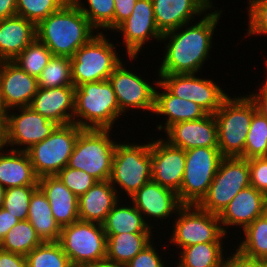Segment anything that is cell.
<instances>
[{
  "mask_svg": "<svg viewBox=\"0 0 267 267\" xmlns=\"http://www.w3.org/2000/svg\"><path fill=\"white\" fill-rule=\"evenodd\" d=\"M223 11L214 5L194 23L163 33L160 43L165 45V49L161 54L163 57L160 58L157 76L202 72L203 66L211 59L213 36Z\"/></svg>",
  "mask_w": 267,
  "mask_h": 267,
  "instance_id": "1",
  "label": "cell"
},
{
  "mask_svg": "<svg viewBox=\"0 0 267 267\" xmlns=\"http://www.w3.org/2000/svg\"><path fill=\"white\" fill-rule=\"evenodd\" d=\"M97 33L72 0L36 26L37 39L47 46L53 56L69 58Z\"/></svg>",
  "mask_w": 267,
  "mask_h": 267,
  "instance_id": "2",
  "label": "cell"
},
{
  "mask_svg": "<svg viewBox=\"0 0 267 267\" xmlns=\"http://www.w3.org/2000/svg\"><path fill=\"white\" fill-rule=\"evenodd\" d=\"M124 115L108 80L75 87L73 123L82 129H112Z\"/></svg>",
  "mask_w": 267,
  "mask_h": 267,
  "instance_id": "3",
  "label": "cell"
},
{
  "mask_svg": "<svg viewBox=\"0 0 267 267\" xmlns=\"http://www.w3.org/2000/svg\"><path fill=\"white\" fill-rule=\"evenodd\" d=\"M126 140L117 143L109 182L116 189L118 197L125 194L128 199L144 184L152 180L150 137L145 143H130ZM120 190H119V189ZM123 193V195L121 194Z\"/></svg>",
  "mask_w": 267,
  "mask_h": 267,
  "instance_id": "4",
  "label": "cell"
},
{
  "mask_svg": "<svg viewBox=\"0 0 267 267\" xmlns=\"http://www.w3.org/2000/svg\"><path fill=\"white\" fill-rule=\"evenodd\" d=\"M255 103L248 94L229 95L214 114L217 122L218 148L224 157L244 158V146L250 130Z\"/></svg>",
  "mask_w": 267,
  "mask_h": 267,
  "instance_id": "5",
  "label": "cell"
},
{
  "mask_svg": "<svg viewBox=\"0 0 267 267\" xmlns=\"http://www.w3.org/2000/svg\"><path fill=\"white\" fill-rule=\"evenodd\" d=\"M107 36V33H97L71 57L74 87L108 80L116 67L124 60L120 58L117 44L109 38L114 36L110 35L108 38Z\"/></svg>",
  "mask_w": 267,
  "mask_h": 267,
  "instance_id": "6",
  "label": "cell"
},
{
  "mask_svg": "<svg viewBox=\"0 0 267 267\" xmlns=\"http://www.w3.org/2000/svg\"><path fill=\"white\" fill-rule=\"evenodd\" d=\"M112 129H83L75 142L68 167L82 170L97 181L111 175L115 147Z\"/></svg>",
  "mask_w": 267,
  "mask_h": 267,
  "instance_id": "7",
  "label": "cell"
},
{
  "mask_svg": "<svg viewBox=\"0 0 267 267\" xmlns=\"http://www.w3.org/2000/svg\"><path fill=\"white\" fill-rule=\"evenodd\" d=\"M175 221V222H174ZM167 248H179L208 242H224L228 235L222 229L219 216L200 209L197 205H183L172 220ZM175 245V246H174Z\"/></svg>",
  "mask_w": 267,
  "mask_h": 267,
  "instance_id": "8",
  "label": "cell"
},
{
  "mask_svg": "<svg viewBox=\"0 0 267 267\" xmlns=\"http://www.w3.org/2000/svg\"><path fill=\"white\" fill-rule=\"evenodd\" d=\"M58 242L73 267L106 259L107 236L100 223L77 220L62 227Z\"/></svg>",
  "mask_w": 267,
  "mask_h": 267,
  "instance_id": "9",
  "label": "cell"
},
{
  "mask_svg": "<svg viewBox=\"0 0 267 267\" xmlns=\"http://www.w3.org/2000/svg\"><path fill=\"white\" fill-rule=\"evenodd\" d=\"M185 158L178 198L183 205H197L208 192L224 156L219 148L195 147L185 151Z\"/></svg>",
  "mask_w": 267,
  "mask_h": 267,
  "instance_id": "10",
  "label": "cell"
},
{
  "mask_svg": "<svg viewBox=\"0 0 267 267\" xmlns=\"http://www.w3.org/2000/svg\"><path fill=\"white\" fill-rule=\"evenodd\" d=\"M82 130L75 123L58 126L47 138L26 151L38 178L57 175L68 166L75 142Z\"/></svg>",
  "mask_w": 267,
  "mask_h": 267,
  "instance_id": "11",
  "label": "cell"
},
{
  "mask_svg": "<svg viewBox=\"0 0 267 267\" xmlns=\"http://www.w3.org/2000/svg\"><path fill=\"white\" fill-rule=\"evenodd\" d=\"M129 63L131 62L122 61L108 78L114 89L119 109L124 116H127V112L132 110L134 112L137 110V113L145 111L146 115L148 111L153 116L159 76L151 83V79H147L145 75L143 77L141 72L137 73V69L134 72L135 67L129 69L127 66Z\"/></svg>",
  "mask_w": 267,
  "mask_h": 267,
  "instance_id": "12",
  "label": "cell"
},
{
  "mask_svg": "<svg viewBox=\"0 0 267 267\" xmlns=\"http://www.w3.org/2000/svg\"><path fill=\"white\" fill-rule=\"evenodd\" d=\"M250 185L248 160L241 157H224L208 192L197 206L219 215L238 192Z\"/></svg>",
  "mask_w": 267,
  "mask_h": 267,
  "instance_id": "13",
  "label": "cell"
},
{
  "mask_svg": "<svg viewBox=\"0 0 267 267\" xmlns=\"http://www.w3.org/2000/svg\"><path fill=\"white\" fill-rule=\"evenodd\" d=\"M159 81L180 99L198 104L208 114H215L230 95L219 81L200 77L199 73L158 74Z\"/></svg>",
  "mask_w": 267,
  "mask_h": 267,
  "instance_id": "14",
  "label": "cell"
},
{
  "mask_svg": "<svg viewBox=\"0 0 267 267\" xmlns=\"http://www.w3.org/2000/svg\"><path fill=\"white\" fill-rule=\"evenodd\" d=\"M58 126L30 107L10 109L5 116L6 148L27 151L47 138Z\"/></svg>",
  "mask_w": 267,
  "mask_h": 267,
  "instance_id": "15",
  "label": "cell"
},
{
  "mask_svg": "<svg viewBox=\"0 0 267 267\" xmlns=\"http://www.w3.org/2000/svg\"><path fill=\"white\" fill-rule=\"evenodd\" d=\"M120 33V38L124 44L125 55L131 62L138 59L141 51L145 49L144 45L160 42L162 33L158 30L152 0H137L131 15L123 21L115 30ZM126 50V51H125Z\"/></svg>",
  "mask_w": 267,
  "mask_h": 267,
  "instance_id": "16",
  "label": "cell"
},
{
  "mask_svg": "<svg viewBox=\"0 0 267 267\" xmlns=\"http://www.w3.org/2000/svg\"><path fill=\"white\" fill-rule=\"evenodd\" d=\"M129 199L141 212L145 223L155 230L158 224L159 226L161 223L163 224L162 221L174 219L177 211L183 206L175 191L163 187L152 180L144 184ZM153 220L156 223L160 220L161 223L155 224ZM152 221L153 223H151Z\"/></svg>",
  "mask_w": 267,
  "mask_h": 267,
  "instance_id": "17",
  "label": "cell"
},
{
  "mask_svg": "<svg viewBox=\"0 0 267 267\" xmlns=\"http://www.w3.org/2000/svg\"><path fill=\"white\" fill-rule=\"evenodd\" d=\"M161 137L150 138L152 181L178 193L185 170V151Z\"/></svg>",
  "mask_w": 267,
  "mask_h": 267,
  "instance_id": "18",
  "label": "cell"
},
{
  "mask_svg": "<svg viewBox=\"0 0 267 267\" xmlns=\"http://www.w3.org/2000/svg\"><path fill=\"white\" fill-rule=\"evenodd\" d=\"M266 212L267 196L250 185L238 192L218 216L225 234L231 235L230 227L240 229L241 234V229Z\"/></svg>",
  "mask_w": 267,
  "mask_h": 267,
  "instance_id": "19",
  "label": "cell"
},
{
  "mask_svg": "<svg viewBox=\"0 0 267 267\" xmlns=\"http://www.w3.org/2000/svg\"><path fill=\"white\" fill-rule=\"evenodd\" d=\"M37 78L13 61H0V90L5 110L29 107L38 89Z\"/></svg>",
  "mask_w": 267,
  "mask_h": 267,
  "instance_id": "20",
  "label": "cell"
},
{
  "mask_svg": "<svg viewBox=\"0 0 267 267\" xmlns=\"http://www.w3.org/2000/svg\"><path fill=\"white\" fill-rule=\"evenodd\" d=\"M213 0H152L155 22L163 34L201 18L213 7Z\"/></svg>",
  "mask_w": 267,
  "mask_h": 267,
  "instance_id": "21",
  "label": "cell"
},
{
  "mask_svg": "<svg viewBox=\"0 0 267 267\" xmlns=\"http://www.w3.org/2000/svg\"><path fill=\"white\" fill-rule=\"evenodd\" d=\"M165 140L184 151L195 147L218 148L217 122L214 114L173 124L165 133Z\"/></svg>",
  "mask_w": 267,
  "mask_h": 267,
  "instance_id": "22",
  "label": "cell"
},
{
  "mask_svg": "<svg viewBox=\"0 0 267 267\" xmlns=\"http://www.w3.org/2000/svg\"><path fill=\"white\" fill-rule=\"evenodd\" d=\"M74 102V86L38 87L29 107L49 121L63 126L73 123Z\"/></svg>",
  "mask_w": 267,
  "mask_h": 267,
  "instance_id": "23",
  "label": "cell"
},
{
  "mask_svg": "<svg viewBox=\"0 0 267 267\" xmlns=\"http://www.w3.org/2000/svg\"><path fill=\"white\" fill-rule=\"evenodd\" d=\"M154 114L157 117L160 116L163 117L162 119L166 120L162 121L164 124L160 122L156 125V130H159V132H166L173 124L198 120L205 117L208 113L198 104L174 96L159 81L155 91L153 117H155Z\"/></svg>",
  "mask_w": 267,
  "mask_h": 267,
  "instance_id": "24",
  "label": "cell"
},
{
  "mask_svg": "<svg viewBox=\"0 0 267 267\" xmlns=\"http://www.w3.org/2000/svg\"><path fill=\"white\" fill-rule=\"evenodd\" d=\"M38 187L46 195L53 217L61 228L79 220L78 197L57 175L38 178Z\"/></svg>",
  "mask_w": 267,
  "mask_h": 267,
  "instance_id": "25",
  "label": "cell"
},
{
  "mask_svg": "<svg viewBox=\"0 0 267 267\" xmlns=\"http://www.w3.org/2000/svg\"><path fill=\"white\" fill-rule=\"evenodd\" d=\"M36 38V25L25 18L0 20V61H13Z\"/></svg>",
  "mask_w": 267,
  "mask_h": 267,
  "instance_id": "26",
  "label": "cell"
},
{
  "mask_svg": "<svg viewBox=\"0 0 267 267\" xmlns=\"http://www.w3.org/2000/svg\"><path fill=\"white\" fill-rule=\"evenodd\" d=\"M119 199L109 180L97 181L78 197L79 220L102 224Z\"/></svg>",
  "mask_w": 267,
  "mask_h": 267,
  "instance_id": "27",
  "label": "cell"
},
{
  "mask_svg": "<svg viewBox=\"0 0 267 267\" xmlns=\"http://www.w3.org/2000/svg\"><path fill=\"white\" fill-rule=\"evenodd\" d=\"M0 185L5 189L38 185V177L26 151L0 150Z\"/></svg>",
  "mask_w": 267,
  "mask_h": 267,
  "instance_id": "28",
  "label": "cell"
},
{
  "mask_svg": "<svg viewBox=\"0 0 267 267\" xmlns=\"http://www.w3.org/2000/svg\"><path fill=\"white\" fill-rule=\"evenodd\" d=\"M102 226L105 234L155 232L145 223L141 212L126 198L119 199L106 216Z\"/></svg>",
  "mask_w": 267,
  "mask_h": 267,
  "instance_id": "29",
  "label": "cell"
},
{
  "mask_svg": "<svg viewBox=\"0 0 267 267\" xmlns=\"http://www.w3.org/2000/svg\"><path fill=\"white\" fill-rule=\"evenodd\" d=\"M27 220L42 242H57L62 228L56 222L46 195L38 187L30 198Z\"/></svg>",
  "mask_w": 267,
  "mask_h": 267,
  "instance_id": "30",
  "label": "cell"
},
{
  "mask_svg": "<svg viewBox=\"0 0 267 267\" xmlns=\"http://www.w3.org/2000/svg\"><path fill=\"white\" fill-rule=\"evenodd\" d=\"M224 244V242H208L182 248L177 252L179 255L177 261L173 262L176 263V267H226L228 251L231 250L225 249ZM225 250H228L227 253Z\"/></svg>",
  "mask_w": 267,
  "mask_h": 267,
  "instance_id": "31",
  "label": "cell"
},
{
  "mask_svg": "<svg viewBox=\"0 0 267 267\" xmlns=\"http://www.w3.org/2000/svg\"><path fill=\"white\" fill-rule=\"evenodd\" d=\"M153 233L106 234V259L120 264H127L156 237Z\"/></svg>",
  "mask_w": 267,
  "mask_h": 267,
  "instance_id": "32",
  "label": "cell"
},
{
  "mask_svg": "<svg viewBox=\"0 0 267 267\" xmlns=\"http://www.w3.org/2000/svg\"><path fill=\"white\" fill-rule=\"evenodd\" d=\"M241 233L242 240L238 235L235 243L237 247L235 244L233 247L247 257L267 260V212L256 218Z\"/></svg>",
  "mask_w": 267,
  "mask_h": 267,
  "instance_id": "33",
  "label": "cell"
},
{
  "mask_svg": "<svg viewBox=\"0 0 267 267\" xmlns=\"http://www.w3.org/2000/svg\"><path fill=\"white\" fill-rule=\"evenodd\" d=\"M72 1L81 10L83 15L89 20L90 24L96 29V31L99 33L114 32V0Z\"/></svg>",
  "mask_w": 267,
  "mask_h": 267,
  "instance_id": "34",
  "label": "cell"
},
{
  "mask_svg": "<svg viewBox=\"0 0 267 267\" xmlns=\"http://www.w3.org/2000/svg\"><path fill=\"white\" fill-rule=\"evenodd\" d=\"M41 243L42 240L37 235L34 227L28 220H23L7 232L0 243V248L26 256Z\"/></svg>",
  "mask_w": 267,
  "mask_h": 267,
  "instance_id": "35",
  "label": "cell"
},
{
  "mask_svg": "<svg viewBox=\"0 0 267 267\" xmlns=\"http://www.w3.org/2000/svg\"><path fill=\"white\" fill-rule=\"evenodd\" d=\"M27 267H73L60 243L42 242L26 255Z\"/></svg>",
  "mask_w": 267,
  "mask_h": 267,
  "instance_id": "36",
  "label": "cell"
},
{
  "mask_svg": "<svg viewBox=\"0 0 267 267\" xmlns=\"http://www.w3.org/2000/svg\"><path fill=\"white\" fill-rule=\"evenodd\" d=\"M52 56L47 46L36 38L13 60V62L27 74L38 79Z\"/></svg>",
  "mask_w": 267,
  "mask_h": 267,
  "instance_id": "37",
  "label": "cell"
},
{
  "mask_svg": "<svg viewBox=\"0 0 267 267\" xmlns=\"http://www.w3.org/2000/svg\"><path fill=\"white\" fill-rule=\"evenodd\" d=\"M37 80L38 86L42 88L74 86L72 81L71 58L52 56Z\"/></svg>",
  "mask_w": 267,
  "mask_h": 267,
  "instance_id": "38",
  "label": "cell"
},
{
  "mask_svg": "<svg viewBox=\"0 0 267 267\" xmlns=\"http://www.w3.org/2000/svg\"><path fill=\"white\" fill-rule=\"evenodd\" d=\"M267 157V119L259 112L252 117L244 146V159Z\"/></svg>",
  "mask_w": 267,
  "mask_h": 267,
  "instance_id": "39",
  "label": "cell"
},
{
  "mask_svg": "<svg viewBox=\"0 0 267 267\" xmlns=\"http://www.w3.org/2000/svg\"><path fill=\"white\" fill-rule=\"evenodd\" d=\"M38 185L7 188L4 192L2 208L20 221L27 220L30 198Z\"/></svg>",
  "mask_w": 267,
  "mask_h": 267,
  "instance_id": "40",
  "label": "cell"
},
{
  "mask_svg": "<svg viewBox=\"0 0 267 267\" xmlns=\"http://www.w3.org/2000/svg\"><path fill=\"white\" fill-rule=\"evenodd\" d=\"M69 0H17V15L36 26Z\"/></svg>",
  "mask_w": 267,
  "mask_h": 267,
  "instance_id": "41",
  "label": "cell"
},
{
  "mask_svg": "<svg viewBox=\"0 0 267 267\" xmlns=\"http://www.w3.org/2000/svg\"><path fill=\"white\" fill-rule=\"evenodd\" d=\"M247 3L245 37L267 36V0H248Z\"/></svg>",
  "mask_w": 267,
  "mask_h": 267,
  "instance_id": "42",
  "label": "cell"
},
{
  "mask_svg": "<svg viewBox=\"0 0 267 267\" xmlns=\"http://www.w3.org/2000/svg\"><path fill=\"white\" fill-rule=\"evenodd\" d=\"M57 177H59L64 185L77 197L85 194L97 182V180L88 173L68 166L62 169L57 174Z\"/></svg>",
  "mask_w": 267,
  "mask_h": 267,
  "instance_id": "43",
  "label": "cell"
},
{
  "mask_svg": "<svg viewBox=\"0 0 267 267\" xmlns=\"http://www.w3.org/2000/svg\"><path fill=\"white\" fill-rule=\"evenodd\" d=\"M154 243L156 242L152 241L142 251H140L132 260H130L126 264L127 267H170L167 264V259L164 260L166 258V255L163 251L159 250ZM160 252H162L163 254L160 255ZM163 255L165 256L164 258H162Z\"/></svg>",
  "mask_w": 267,
  "mask_h": 267,
  "instance_id": "44",
  "label": "cell"
},
{
  "mask_svg": "<svg viewBox=\"0 0 267 267\" xmlns=\"http://www.w3.org/2000/svg\"><path fill=\"white\" fill-rule=\"evenodd\" d=\"M250 184L267 196V157L248 159Z\"/></svg>",
  "mask_w": 267,
  "mask_h": 267,
  "instance_id": "45",
  "label": "cell"
},
{
  "mask_svg": "<svg viewBox=\"0 0 267 267\" xmlns=\"http://www.w3.org/2000/svg\"><path fill=\"white\" fill-rule=\"evenodd\" d=\"M231 250L233 252L228 253L226 267H267V260L247 257L237 251L236 248Z\"/></svg>",
  "mask_w": 267,
  "mask_h": 267,
  "instance_id": "46",
  "label": "cell"
},
{
  "mask_svg": "<svg viewBox=\"0 0 267 267\" xmlns=\"http://www.w3.org/2000/svg\"><path fill=\"white\" fill-rule=\"evenodd\" d=\"M250 99L255 103L257 112L267 119V76L265 80L259 84L257 91L247 93Z\"/></svg>",
  "mask_w": 267,
  "mask_h": 267,
  "instance_id": "47",
  "label": "cell"
},
{
  "mask_svg": "<svg viewBox=\"0 0 267 267\" xmlns=\"http://www.w3.org/2000/svg\"><path fill=\"white\" fill-rule=\"evenodd\" d=\"M114 30L133 12L137 0H114Z\"/></svg>",
  "mask_w": 267,
  "mask_h": 267,
  "instance_id": "48",
  "label": "cell"
},
{
  "mask_svg": "<svg viewBox=\"0 0 267 267\" xmlns=\"http://www.w3.org/2000/svg\"><path fill=\"white\" fill-rule=\"evenodd\" d=\"M0 267H27L26 256L0 248Z\"/></svg>",
  "mask_w": 267,
  "mask_h": 267,
  "instance_id": "49",
  "label": "cell"
},
{
  "mask_svg": "<svg viewBox=\"0 0 267 267\" xmlns=\"http://www.w3.org/2000/svg\"><path fill=\"white\" fill-rule=\"evenodd\" d=\"M19 221L16 216L11 215L4 208H0V243L5 238L7 232Z\"/></svg>",
  "mask_w": 267,
  "mask_h": 267,
  "instance_id": "50",
  "label": "cell"
},
{
  "mask_svg": "<svg viewBox=\"0 0 267 267\" xmlns=\"http://www.w3.org/2000/svg\"><path fill=\"white\" fill-rule=\"evenodd\" d=\"M17 15V0H0V20Z\"/></svg>",
  "mask_w": 267,
  "mask_h": 267,
  "instance_id": "51",
  "label": "cell"
},
{
  "mask_svg": "<svg viewBox=\"0 0 267 267\" xmlns=\"http://www.w3.org/2000/svg\"><path fill=\"white\" fill-rule=\"evenodd\" d=\"M5 116L0 115V150L6 148Z\"/></svg>",
  "mask_w": 267,
  "mask_h": 267,
  "instance_id": "52",
  "label": "cell"
},
{
  "mask_svg": "<svg viewBox=\"0 0 267 267\" xmlns=\"http://www.w3.org/2000/svg\"><path fill=\"white\" fill-rule=\"evenodd\" d=\"M85 267H127L125 264H120L117 262H112L107 259H104L102 261H98L96 263L89 264Z\"/></svg>",
  "mask_w": 267,
  "mask_h": 267,
  "instance_id": "53",
  "label": "cell"
},
{
  "mask_svg": "<svg viewBox=\"0 0 267 267\" xmlns=\"http://www.w3.org/2000/svg\"><path fill=\"white\" fill-rule=\"evenodd\" d=\"M6 112L7 111L5 110V107H4L2 98H1V90H0V115H6Z\"/></svg>",
  "mask_w": 267,
  "mask_h": 267,
  "instance_id": "54",
  "label": "cell"
},
{
  "mask_svg": "<svg viewBox=\"0 0 267 267\" xmlns=\"http://www.w3.org/2000/svg\"><path fill=\"white\" fill-rule=\"evenodd\" d=\"M4 192L5 188L0 185V208H2L3 205Z\"/></svg>",
  "mask_w": 267,
  "mask_h": 267,
  "instance_id": "55",
  "label": "cell"
},
{
  "mask_svg": "<svg viewBox=\"0 0 267 267\" xmlns=\"http://www.w3.org/2000/svg\"><path fill=\"white\" fill-rule=\"evenodd\" d=\"M263 63H265V66H266V68H267V57L265 58V60H264V62ZM266 72H265V75L267 76V70L266 69H264Z\"/></svg>",
  "mask_w": 267,
  "mask_h": 267,
  "instance_id": "56",
  "label": "cell"
}]
</instances>
